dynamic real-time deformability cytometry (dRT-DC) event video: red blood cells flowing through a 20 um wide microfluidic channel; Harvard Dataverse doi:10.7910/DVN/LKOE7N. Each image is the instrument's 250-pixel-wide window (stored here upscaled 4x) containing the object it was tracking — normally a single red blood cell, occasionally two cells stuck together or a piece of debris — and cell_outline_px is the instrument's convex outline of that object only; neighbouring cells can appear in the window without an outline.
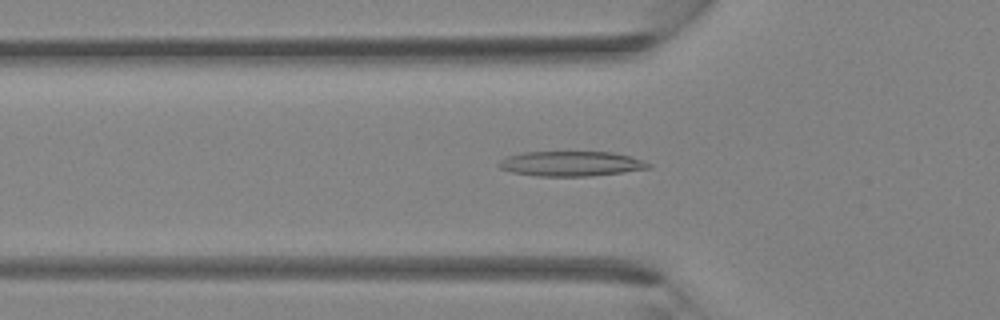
{"species": "Egyptian fruit bat (a non-hibernating species)", "species_latin": "Rousettus aegyptiacus", "temperature_condition": "room temperature", "stored_images_in_passage": 28, "camera_frame_rate_fps": 3000, "um_per_image_px": 0.085, "animal": {"sex": "female"}, "frame": {"image": 1, "passage_image": 2, "time_ms": 0.333, "image_size_px": [1000, 320], "cell_outline_px": [[652, 168], [624, 172], [592, 176], [536, 176], [512, 172], [500, 168], [496, 164], [500, 160], [508, 156], [524, 152], [612, 152], [644, 160], [652, 164]], "centroid_in_image_um": [48.56, 13.92], "position_along_channel_um": 77.2, "area_um2": 21.85}}
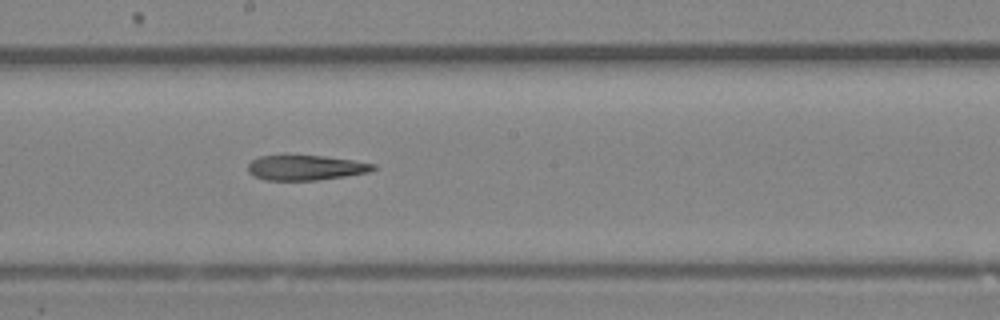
{"frame": {"image": 2, "passage_image": 10, "time_ms": 3.0, "image_size_px": [1000, 320], "cell_outline_px": [[376, 168], [368, 172], [344, 176], [316, 180], [264, 180], [252, 176], [248, 172], [248, 164], [252, 160], [260, 156], [324, 156], [352, 160], [376, 164]], "centroid_in_image_um": [25.95, 14.26], "position_along_channel_um": 222.2, "area_um2": 18.09}}
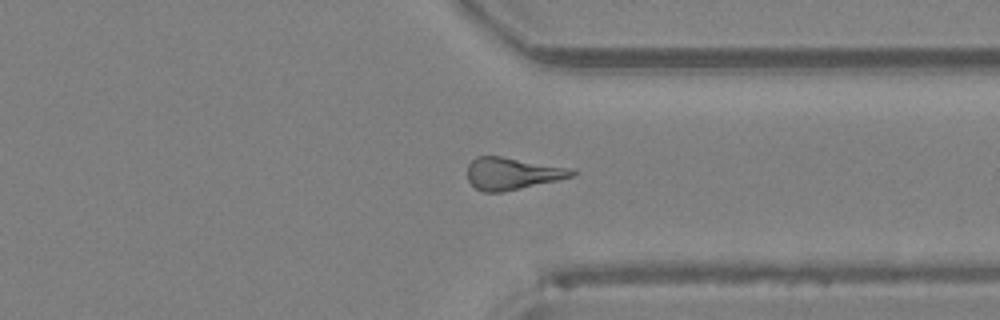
{"frame": {"image": 3, "passage_image": 18, "time_ms": 5.667, "image_size_px": [1000, 320], "cell_outline_px": [[576, 172], [572, 176], [556, 180], [520, 188], [500, 192], [484, 192], [476, 188], [468, 180], [468, 164], [476, 156], [500, 156], [572, 168]], "centroid_in_image_um": [43.51, 14.74], "position_along_channel_um": 367.9, "area_um2": 19.25}}